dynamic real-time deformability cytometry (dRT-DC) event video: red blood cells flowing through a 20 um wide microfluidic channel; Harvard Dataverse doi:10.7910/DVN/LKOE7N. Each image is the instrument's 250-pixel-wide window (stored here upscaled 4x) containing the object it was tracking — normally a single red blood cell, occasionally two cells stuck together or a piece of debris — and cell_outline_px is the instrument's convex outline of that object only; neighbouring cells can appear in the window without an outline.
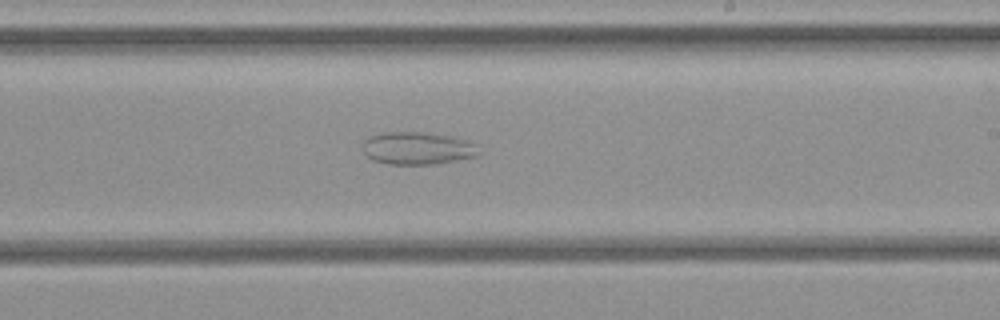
{"species": "common noctule bat (a hibernating species)", "species_latin": "Nyctalus noctula", "temperature_condition": "cold", "stored_images_in_passage": 33, "camera_frame_rate_fps": 3000, "um_per_image_px": 0.085, "animal": {"sex": "female", "body_mass_g": 21.9}, "frame": {"image": 1, "passage_image": 19, "time_ms": 6.0, "image_size_px": [1000, 320], "cell_outline_px": [[484, 152], [480, 156], [436, 164], [388, 164], [372, 160], [364, 152], [364, 140], [368, 136], [384, 132], [432, 132], [452, 136], [468, 140], [480, 144]], "centroid_in_image_um": [35.62, 12.59], "position_along_channel_um": 253.4, "area_um2": 22.77}}
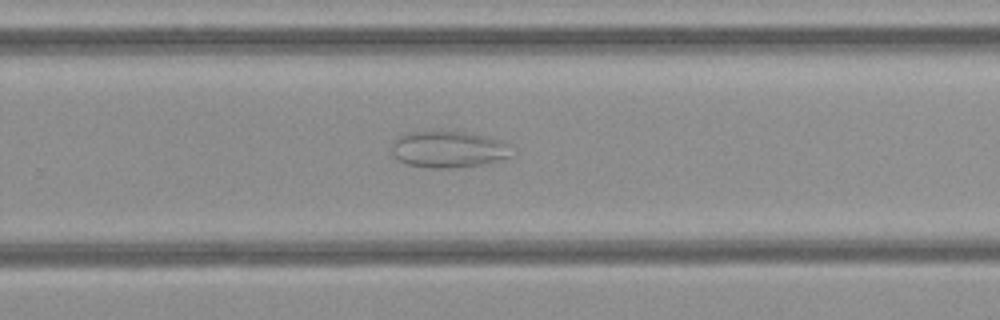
{"frame": {"image": 2, "passage_image": 21, "time_ms": 6.667, "image_size_px": [1000, 320], "cell_outline_px": [[508, 156], [496, 160], [480, 164], [456, 168], [432, 168], [404, 164], [396, 160], [392, 156], [392, 140], [408, 132], [464, 132], [488, 136], [500, 140], [508, 144]], "centroid_in_image_um": [38.01, 12.7], "position_along_channel_um": 291.8, "area_um2": 25.32}}